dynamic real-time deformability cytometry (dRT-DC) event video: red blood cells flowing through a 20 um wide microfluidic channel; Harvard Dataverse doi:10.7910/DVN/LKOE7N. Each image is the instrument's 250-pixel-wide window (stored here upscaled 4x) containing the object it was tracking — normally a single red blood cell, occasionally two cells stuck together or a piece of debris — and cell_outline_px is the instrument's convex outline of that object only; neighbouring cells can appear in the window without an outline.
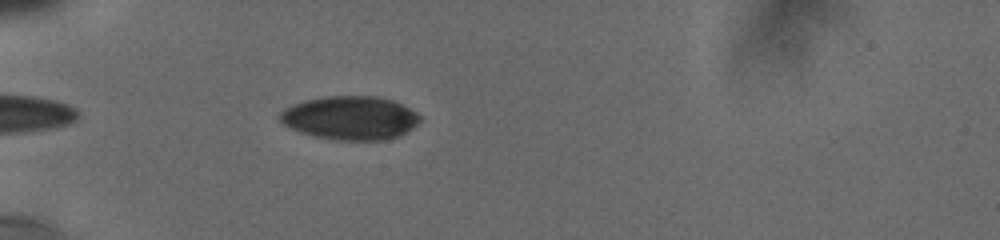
{"species": "human", "species_latin": "Homo sapiens", "temperature_condition": "cold", "stored_images_in_passage": 33, "camera_frame_rate_fps": 3000, "um_per_image_px": 0.085, "donor": {"sex": "male"}, "frame": {"image": 1, "passage_image": 3, "time_ms": 1.0, "image_size_px": [1000, 240], "cell_outline_px": [[420, 120], [412, 128], [396, 136], [384, 140], [336, 140], [316, 136], [300, 132], [284, 124], [280, 120], [280, 112], [292, 104], [304, 100], [324, 96], [376, 96], [392, 100], [416, 112], [420, 116]], "centroid_in_image_um": [29.75, 10.01], "position_along_channel_um": 55.3, "area_um2": 35.26}}
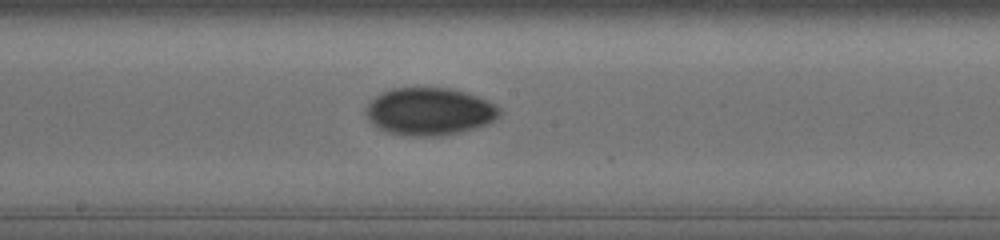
{"frame": {"image": 2, "passage_image": 14, "time_ms": 5.667, "image_size_px": [1000, 240], "cell_outline_px": [[500, 116], [488, 124], [476, 128], [460, 132], [440, 136], [412, 136], [388, 132], [372, 124], [368, 120], [364, 112], [368, 104], [376, 96], [392, 88], [452, 88], [488, 100], [496, 104], [500, 108]], "centroid_in_image_um": [36.52, 9.48], "position_along_channel_um": 211.7, "area_um2": 37.05}}
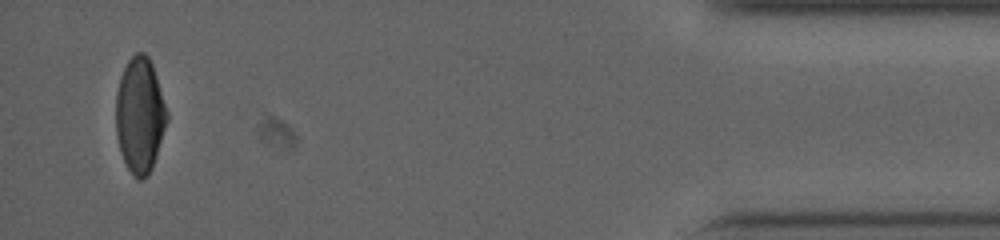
{"frame": {"image": 3, "passage_image": 31, "time_ms": 13.0, "image_size_px": [1000, 240], "cell_outline_px": [[168, 120], [152, 168], [140, 180], [128, 168], [120, 152], [116, 136], [116, 92], [120, 76], [128, 60], [136, 52], [144, 52], [148, 56], [152, 64], [168, 112]], "centroid_in_image_um": [11.88, 9.75], "position_along_channel_um": 423.3, "area_um2": 34.16}, "authors_computed_cell_mechanics": {"area_um2": 35.2002, "velocity_mm_per_s": 3.7819, "shape_relaxation_time_tau1_ms": 4.3595, "shape_relaxation_time_tau2_ms": null, "deformation_change_tau1": 0.1312, "deformation_change_tau2": null}}